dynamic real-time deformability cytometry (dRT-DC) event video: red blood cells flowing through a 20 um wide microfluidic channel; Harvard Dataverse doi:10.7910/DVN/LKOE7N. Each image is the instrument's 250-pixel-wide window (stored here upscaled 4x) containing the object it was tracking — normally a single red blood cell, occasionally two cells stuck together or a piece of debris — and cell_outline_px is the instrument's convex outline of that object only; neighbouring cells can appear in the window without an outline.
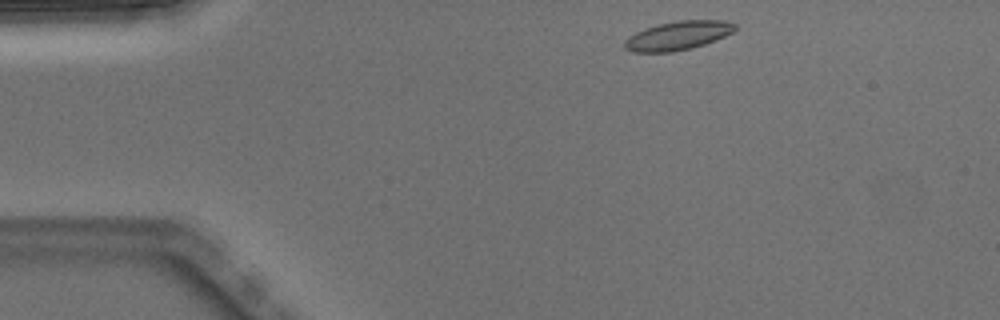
{"species": "Egyptian fruit bat (a non-hibernating species)", "species_latin": "Rousettus aegyptiacus", "temperature_condition": "warm", "stored_images_in_passage": 5, "camera_frame_rate_fps": 3000, "um_per_image_px": 0.085, "animal": {"sex": "male"}, "frame": {"image": 1, "passage_image": 1, "time_ms": 0.0, "image_size_px": [1000, 320], "cell_outline_px": [[736, 28], [732, 32], [724, 36], [704, 44], [692, 48], [672, 52], [632, 52], [624, 48], [624, 40], [628, 36], [644, 28], [660, 24], [680, 20], [724, 20], [736, 24]], "centroid_in_image_um": [57.59, 3.03], "position_along_channel_um": 27.4, "area_um2": 18.5}}
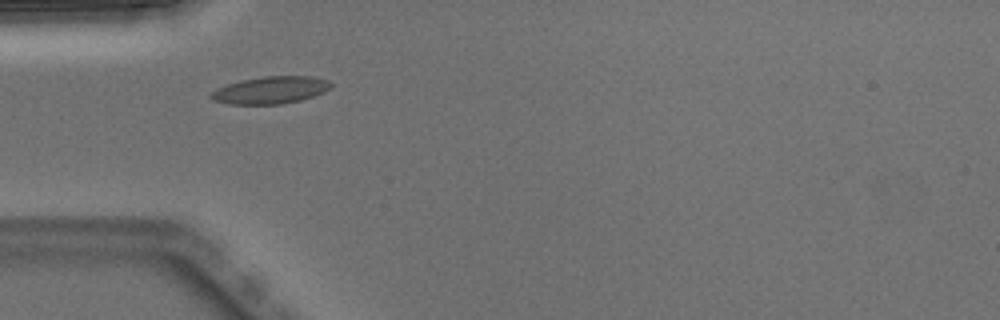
{"frame": {"image": 2, "passage_image": 3, "time_ms": 0.667, "image_size_px": [1000, 320], "cell_outline_px": [[332, 88], [324, 92], [300, 100], [280, 104], [228, 104], [212, 100], [208, 96], [216, 88], [240, 80], [264, 76], [312, 76], [328, 80], [332, 84]], "centroid_in_image_um": [22.98, 7.65], "position_along_channel_um": 62.0, "area_um2": 19.13}}